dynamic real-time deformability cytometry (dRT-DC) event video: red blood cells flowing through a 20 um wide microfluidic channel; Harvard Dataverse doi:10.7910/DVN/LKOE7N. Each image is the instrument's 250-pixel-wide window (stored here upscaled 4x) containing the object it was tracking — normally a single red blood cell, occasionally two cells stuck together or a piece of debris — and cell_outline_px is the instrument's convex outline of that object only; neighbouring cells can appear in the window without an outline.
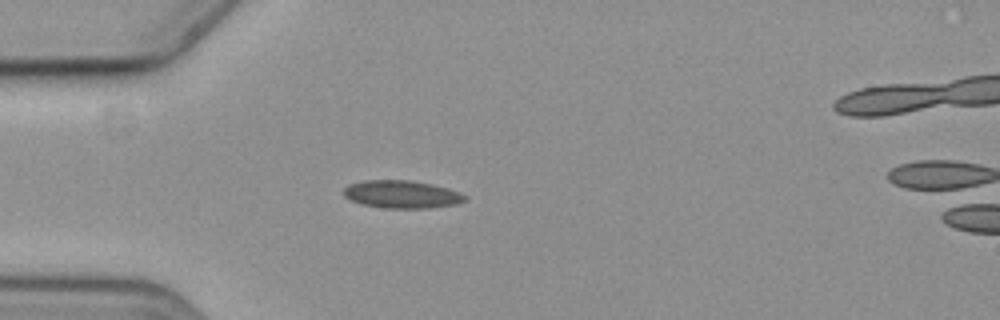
{"species": "common noctule bat (a hibernating species)", "species_latin": "Nyctalus noctula", "temperature_condition": "cold", "stored_images_in_passage": 43, "camera_frame_rate_fps": 3000, "um_per_image_px": 0.085, "animal": {"sex": "female", "body_mass_g": 19.3, "forearm_length_mm": 54.1}, "frame": {"image": 1, "passage_image": 1, "time_ms": 0.0, "image_size_px": [1000, 320], "cell_outline_px": [[468, 200], [456, 204], [432, 208], [384, 208], [364, 204], [352, 200], [344, 196], [344, 188], [348, 184], [364, 180], [412, 180], [432, 184], [448, 188], [460, 192], [468, 196]], "centroid_in_image_um": [34.2, 16.51], "position_along_channel_um": 50.8, "area_um2": 19.77}}
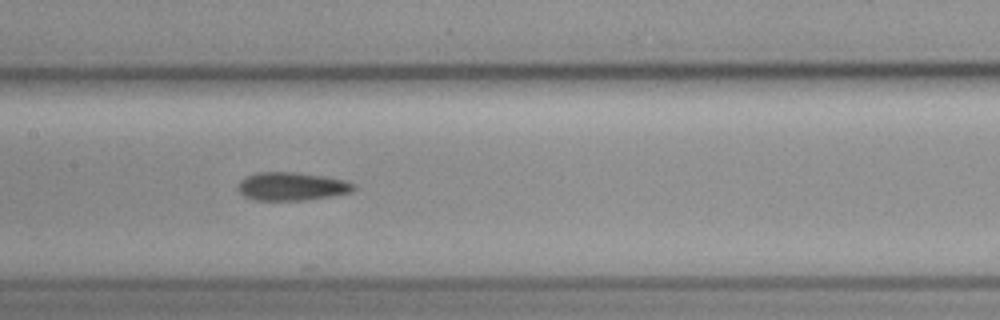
{"frame": {"image": 2, "passage_image": 13, "time_ms": 4.0, "image_size_px": [1000, 320], "cell_outline_px": [[356, 188], [352, 192], [332, 196], [308, 200], [256, 200], [244, 196], [236, 188], [240, 180], [256, 172], [292, 172], [324, 176], [344, 180], [356, 184]], "centroid_in_image_um": [24.81, 15.85], "position_along_channel_um": 182.6, "area_um2": 19.13}}
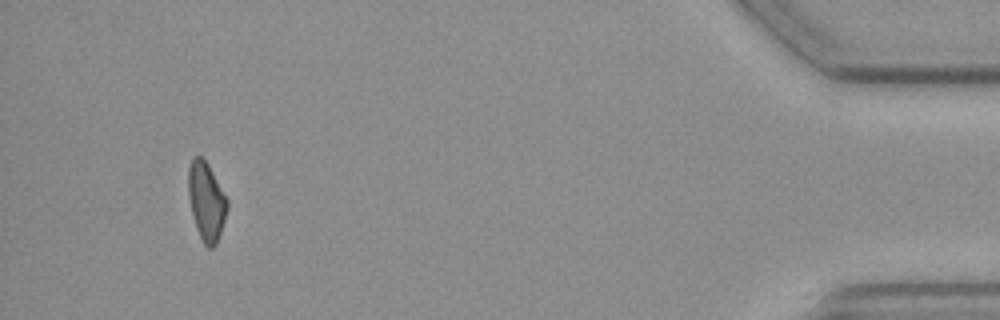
{"frame": {"image": 3, "passage_image": 39, "time_ms": 12.667, "image_size_px": [1000, 320], "cell_outline_px": [[228, 208], [216, 244], [212, 248], [208, 248], [204, 244], [200, 236], [192, 212], [188, 196], [188, 168], [192, 156], [200, 156], [208, 164], [228, 200]], "centroid_in_image_um": [17.53, 17.08], "position_along_channel_um": 417.7, "area_um2": 17.51}, "authors_computed_cell_mechanics": {"area_um2": 18.6694, "velocity_mm_per_s": 3.5877, "shape_relaxation_time_tau1_ms": 5.79, "shape_relaxation_time_tau2_ms": 5.7747, "deformation_change_tau1": 0.1313, "deformation_change_tau2": 0.1311}}